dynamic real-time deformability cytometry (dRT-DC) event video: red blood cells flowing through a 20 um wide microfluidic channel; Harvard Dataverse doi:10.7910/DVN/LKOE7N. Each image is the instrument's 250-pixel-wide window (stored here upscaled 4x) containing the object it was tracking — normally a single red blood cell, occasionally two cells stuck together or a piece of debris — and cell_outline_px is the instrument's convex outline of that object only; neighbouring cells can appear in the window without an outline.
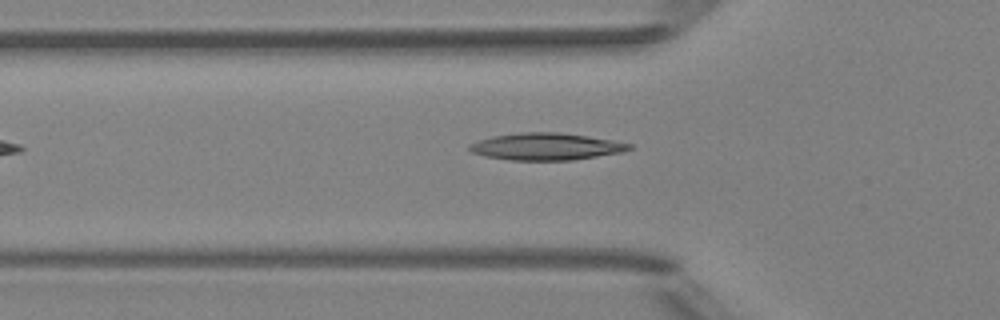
{"species": "Egyptian fruit bat (a non-hibernating species)", "species_latin": "Rousettus aegyptiacus", "temperature_condition": "room temperature", "stored_images_in_passage": 3, "camera_frame_rate_fps": 3000, "um_per_image_px": 0.085, "animal": {"sex": "female"}, "frame": {"image": 1, "passage_image": 3, "time_ms": 2.333, "image_size_px": [1000, 320], "cell_outline_px": [[632, 148], [624, 152], [572, 160], [508, 160], [484, 156], [472, 152], [468, 148], [468, 144], [492, 136], [520, 132], [560, 132], [588, 136], [612, 140], [632, 144]], "centroid_in_image_um": [46.41, 12.45], "position_along_channel_um": 79.4, "area_um2": 25.26}}